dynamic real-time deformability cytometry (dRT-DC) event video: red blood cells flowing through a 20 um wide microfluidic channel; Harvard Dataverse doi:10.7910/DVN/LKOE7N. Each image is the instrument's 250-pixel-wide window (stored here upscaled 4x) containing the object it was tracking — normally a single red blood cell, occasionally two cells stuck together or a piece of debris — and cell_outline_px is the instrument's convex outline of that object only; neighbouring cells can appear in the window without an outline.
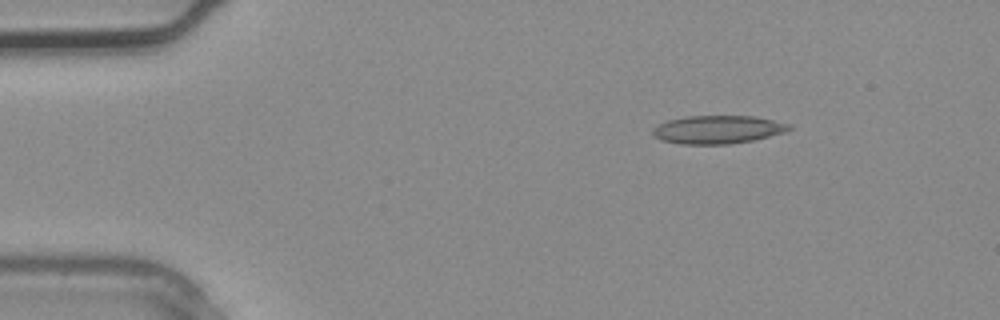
{"species": "common noctule bat (a hibernating species)", "species_latin": "Nyctalus noctula", "temperature_condition": "warm", "stored_images_in_passage": 2, "camera_frame_rate_fps": 3000, "um_per_image_px": 0.085, "animal": {"sex": "male", "body_mass_g": 20.4}, "frame": {"image": 1, "passage_image": 1, "time_ms": 0.0, "image_size_px": [1000, 320], "cell_outline_px": [[792, 128], [784, 132], [752, 140], [728, 144], [680, 144], [660, 140], [652, 132], [652, 128], [668, 120], [688, 116], [756, 116], [792, 124]], "centroid_in_image_um": [61.02, 11.01], "position_along_channel_um": 24.0, "area_um2": 22.31}}